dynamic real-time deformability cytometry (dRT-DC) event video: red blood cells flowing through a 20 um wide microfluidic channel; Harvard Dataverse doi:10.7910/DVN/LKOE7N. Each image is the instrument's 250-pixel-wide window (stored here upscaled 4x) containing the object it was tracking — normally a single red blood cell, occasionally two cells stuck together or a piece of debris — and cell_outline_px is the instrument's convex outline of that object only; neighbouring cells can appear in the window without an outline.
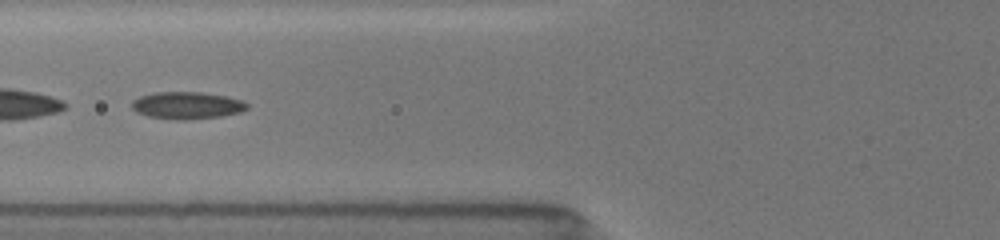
{"species": "common noctule bat (a hibernating species)", "species_latin": "Nyctalus noctula", "temperature_condition": "room temperature", "stored_images_in_passage": 45, "camera_frame_rate_fps": 3000, "um_per_image_px": 0.085, "animal": {"sex": "female", "body_mass_g": 19.5, "forearm_length_mm": 54.1}, "frame": {"image": 1, "passage_image": 7, "time_ms": 1.333, "image_size_px": [1000, 240], "cell_outline_px": [[248, 108], [240, 112], [220, 116], [184, 120], [148, 116], [136, 112], [132, 108], [132, 100], [140, 96], [156, 92], [200, 92], [228, 96], [240, 100], [248, 104]], "centroid_in_image_um": [15.89, 8.95], "position_along_channel_um": 109.9, "area_um2": 18.09}}
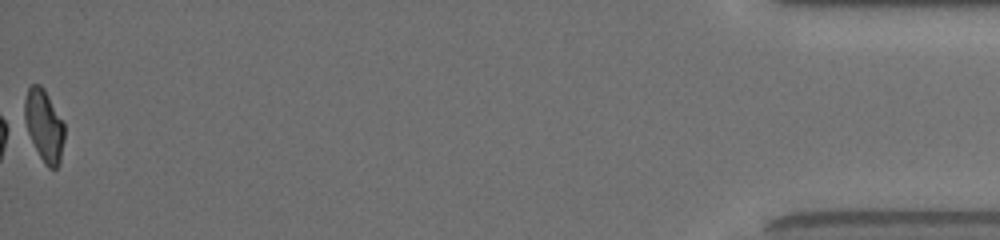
{"frame": {"image": 2, "passage_image": 45, "time_ms": 11.667, "image_size_px": [1000, 240], "cell_outline_px": [[64, 140], [60, 164], [56, 168], [48, 168], [44, 164], [20, 120], [24, 100], [28, 88], [32, 84], [40, 84], [44, 88], [64, 124]], "centroid_in_image_um": [3.69, 10.66], "position_along_channel_um": 431.5, "area_um2": 17.28}, "authors_computed_cell_mechanics": {"area_um2": 17.7446, "velocity_mm_per_s": 3.9521, "shape_relaxation_time_tau1_ms": 4.1073, "shape_relaxation_time_tau2_ms": 2.7622, "deformation_change_tau1": 0.1409, "deformation_change_tau2": 0.086}}